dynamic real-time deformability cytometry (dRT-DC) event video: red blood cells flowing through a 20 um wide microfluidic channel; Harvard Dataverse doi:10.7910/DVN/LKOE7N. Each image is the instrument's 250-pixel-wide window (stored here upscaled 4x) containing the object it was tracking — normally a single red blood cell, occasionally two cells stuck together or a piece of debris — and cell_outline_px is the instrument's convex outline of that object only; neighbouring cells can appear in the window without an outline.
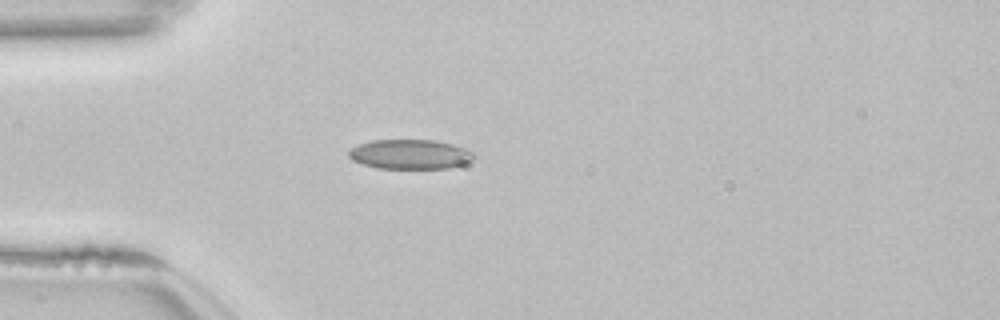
{"species": "common noctule bat (a hibernating species)", "species_latin": "Nyctalus noctula", "temperature_condition": "room temperature", "stored_images_in_passage": 39, "camera_frame_rate_fps": 3000, "um_per_image_px": 0.085, "animal": {"sex": "female", "body_mass_g": 22.7, "forearm_length_mm": 54.2}, "frame": {"image": 1, "passage_image": 1, "time_ms": 0.0, "image_size_px": [1000, 320], "cell_outline_px": [[476, 156], [468, 164], [452, 168], [376, 168], [352, 160], [348, 156], [348, 152], [352, 148], [360, 144], [372, 140], [436, 140], [452, 144], [464, 148], [472, 152]], "centroid_in_image_um": [34.9, 13.12], "position_along_channel_um": 50.1, "area_um2": 21.68}, "authors_computed_cell_mechanics": {"area_um2": 20.808, "velocity_mm_per_s": 3.853, "shape_relaxation_time_tau1_ms": null, "shape_relaxation_time_tau2_ms": 2.0337, "deformation_change_tau1": null, "deformation_change_tau2": 0.0806}}